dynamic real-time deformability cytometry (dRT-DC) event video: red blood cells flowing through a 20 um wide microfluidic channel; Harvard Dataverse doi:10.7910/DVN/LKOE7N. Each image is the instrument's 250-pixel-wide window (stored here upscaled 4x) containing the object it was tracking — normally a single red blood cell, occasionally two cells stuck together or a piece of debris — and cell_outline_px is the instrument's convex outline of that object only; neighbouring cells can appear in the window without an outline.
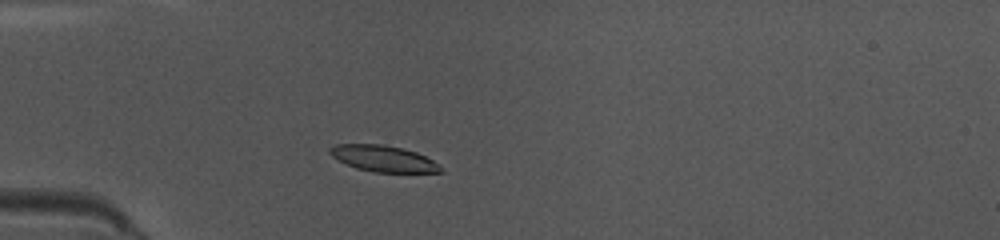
{"species": "common noctule bat (a hibernating species)", "species_latin": "Nyctalus noctula", "temperature_condition": "warm", "stored_images_in_passage": 36, "camera_frame_rate_fps": 3000, "um_per_image_px": 0.085, "animal": {"sex": "female", "body_mass_g": 10.0, "forearm_length_mm": 53.1}, "frame": {"image": 1, "passage_image": 2, "time_ms": 0.333, "image_size_px": [1000, 240], "cell_outline_px": [[444, 172], [372, 172], [356, 168], [332, 156], [328, 152], [328, 148], [336, 144], [380, 144], [404, 148], [416, 152], [440, 164]], "centroid_in_image_um": [32.59, 13.47], "position_along_channel_um": 52.4, "area_um2": 16.88}}
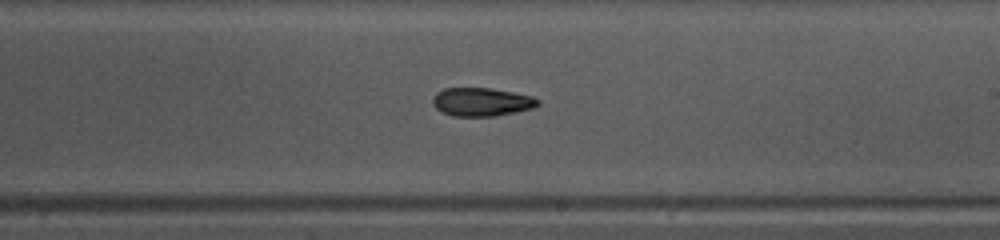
{"frame": {"image": 2, "passage_image": 17, "time_ms": 5.333, "image_size_px": [1000, 240], "cell_outline_px": [[540, 104], [532, 108], [516, 112], [492, 116], [452, 116], [440, 112], [432, 104], [432, 100], [436, 92], [444, 88], [492, 88], [532, 96], [540, 100]], "centroid_in_image_um": [40.91, 8.66], "position_along_channel_um": 248.1, "area_um2": 17.51}}
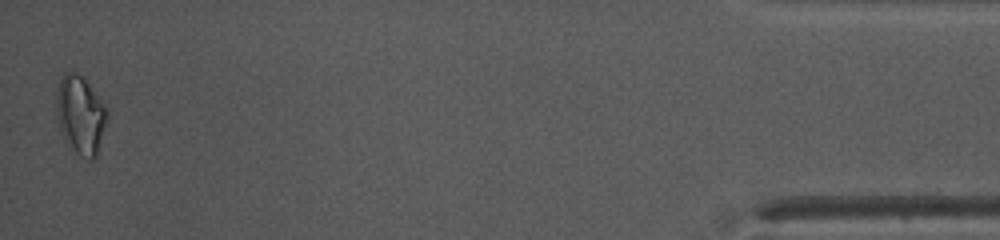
{"frame": {"image": 3, "passage_image": 36, "time_ms": 11.667, "image_size_px": [1000, 240], "cell_outline_px": [[108, 116], [96, 156], [92, 160], [88, 160], [80, 156], [76, 152], [64, 136], [60, 128], [56, 112], [56, 92], [60, 80], [64, 72], [76, 72], [84, 76], [104, 104], [108, 112]], "centroid_in_image_um": [6.85, 9.72], "position_along_channel_um": 428.4, "area_um2": 23.0}, "authors_computed_cell_mechanics": {"area_um2": 17.7157, "velocity_mm_per_s": 4.1193, "shape_relaxation_time_tau1_ms": 5.198, "shape_relaxation_time_tau2_ms": null, "deformation_change_tau1": 0.1566, "deformation_change_tau2": null}}